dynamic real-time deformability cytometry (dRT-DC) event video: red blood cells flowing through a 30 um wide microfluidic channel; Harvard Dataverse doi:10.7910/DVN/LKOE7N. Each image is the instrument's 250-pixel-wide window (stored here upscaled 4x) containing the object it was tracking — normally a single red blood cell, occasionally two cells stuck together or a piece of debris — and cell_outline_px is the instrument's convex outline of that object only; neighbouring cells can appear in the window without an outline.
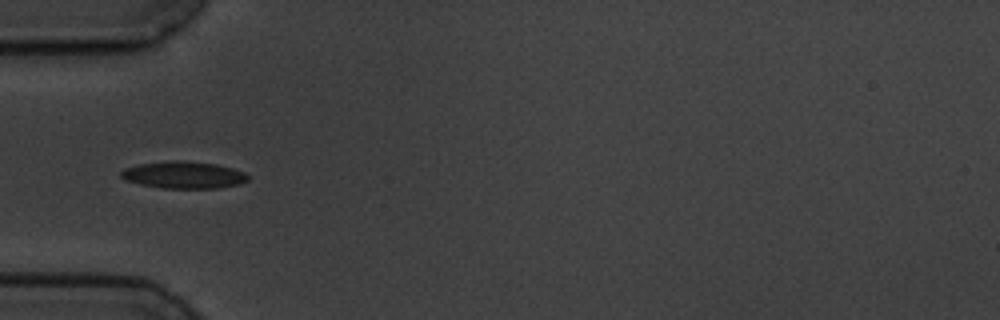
{"species": "common noctule bat (a hibernating species)", "species_latin": "Nyctalus noctula", "temperature_condition": "cold", "stored_images_in_passage": 5, "camera_frame_rate_fps": 3000, "um_per_image_px": 0.085, "animal": {"sex": "male", "body_mass_g": 19.5, "forearm_length_mm": 54.6}, "frame": {"image": 1, "passage_image": 5, "time_ms": 5.333, "image_size_px": [1000, 320], "cell_outline_px": [[248, 180], [236, 184], [220, 188], [160, 188], [140, 184], [124, 180], [120, 176], [120, 172], [124, 168], [140, 164], [172, 160], [184, 160], [216, 164], [232, 168], [244, 172], [248, 176]], "centroid_in_image_um": [15.57, 14.86], "position_along_channel_um": 69.4, "area_um2": 20.0}}